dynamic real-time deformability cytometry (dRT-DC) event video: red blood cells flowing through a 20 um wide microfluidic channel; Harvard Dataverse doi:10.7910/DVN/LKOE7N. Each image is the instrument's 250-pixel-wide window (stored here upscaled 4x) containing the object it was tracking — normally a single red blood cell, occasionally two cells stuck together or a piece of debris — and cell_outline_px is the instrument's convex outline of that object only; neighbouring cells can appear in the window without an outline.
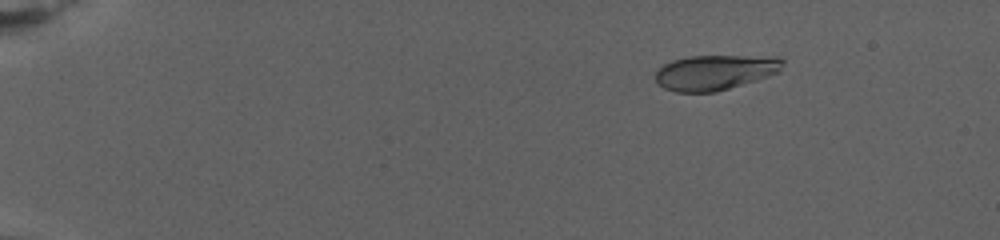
{"species": "human", "species_latin": "Homo sapiens", "temperature_condition": "warm", "stored_images_in_passage": 9, "camera_frame_rate_fps": 3000, "um_per_image_px": 0.085, "donor": {"sex": "female"}, "frame": {"image": 1, "passage_image": 1, "time_ms": 0.0, "image_size_px": [1000, 240], "cell_outline_px": [[784, 64], [780, 72], [756, 80], [728, 88], [712, 92], [676, 92], [664, 88], [652, 76], [664, 64], [672, 60], [688, 56], [776, 56], [784, 60]], "centroid_in_image_um": [60.79, 6.14], "position_along_channel_um": 24.2, "area_um2": 26.07}}
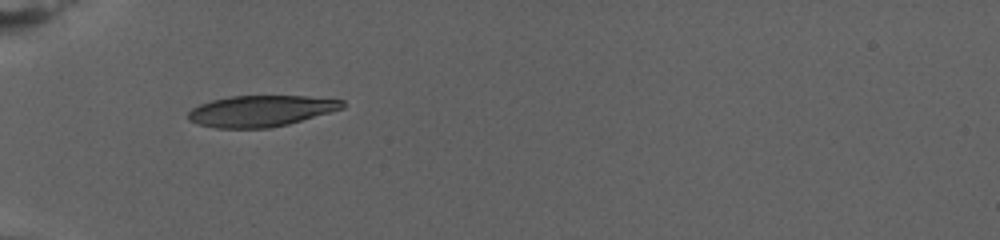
{"frame": {"image": 2, "passage_image": 6, "time_ms": 5.667, "image_size_px": [1000, 240], "cell_outline_px": [[344, 108], [288, 124], [268, 128], [216, 128], [200, 124], [188, 120], [188, 112], [192, 108], [200, 104], [212, 100], [232, 96], [308, 96], [344, 100]], "centroid_in_image_um": [22.17, 9.43], "position_along_channel_um": 62.8, "area_um2": 27.86}}
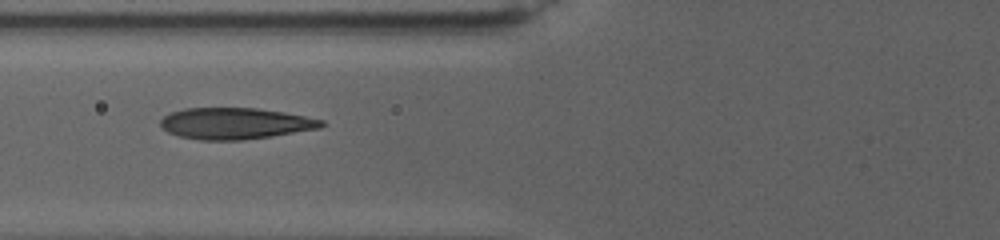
{"frame": {"image": 3, "passage_image": 8, "time_ms": 7.667, "image_size_px": [1000, 240], "cell_outline_px": [[324, 124], [320, 128], [272, 136], [240, 140], [200, 140], [180, 136], [168, 132], [160, 124], [160, 120], [164, 116], [172, 112], [184, 108], [256, 108], [284, 112], [324, 120]], "centroid_in_image_um": [19.99, 10.49], "position_along_channel_um": 105.8, "area_um2": 29.25}}